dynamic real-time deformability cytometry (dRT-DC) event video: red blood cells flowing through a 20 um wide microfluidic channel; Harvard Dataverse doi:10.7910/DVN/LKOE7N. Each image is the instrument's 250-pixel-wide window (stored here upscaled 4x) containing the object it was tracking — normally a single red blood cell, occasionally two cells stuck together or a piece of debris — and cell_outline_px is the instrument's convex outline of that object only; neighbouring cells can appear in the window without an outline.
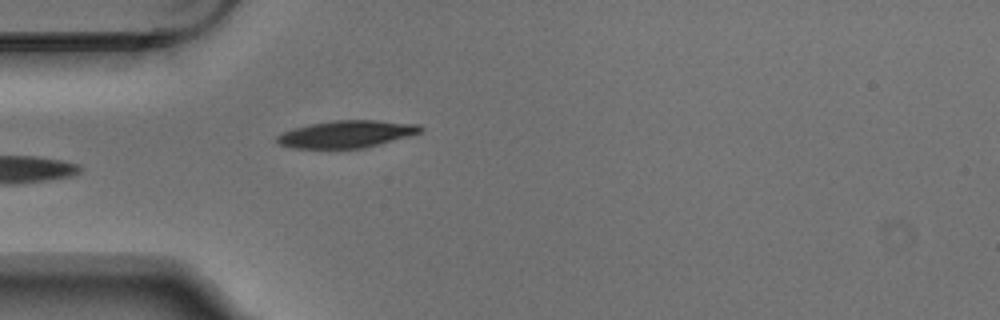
{"species": "Egyptian fruit bat (a non-hibernating species)", "species_latin": "Rousettus aegyptiacus", "temperature_condition": "warm", "stored_images_in_passage": 4, "camera_frame_rate_fps": 3000, "um_per_image_px": 0.085, "animal": {"sex": "male"}, "frame": {"image": 1, "passage_image": 4, "time_ms": 1.0, "image_size_px": [1000, 320], "cell_outline_px": [[424, 128], [420, 132], [412, 136], [364, 148], [292, 148], [280, 144], [276, 140], [276, 136], [292, 128], [312, 124], [336, 120], [376, 120], [420, 124]], "centroid_in_image_um": [29.51, 11.4], "position_along_channel_um": 55.5, "area_um2": 22.77}}